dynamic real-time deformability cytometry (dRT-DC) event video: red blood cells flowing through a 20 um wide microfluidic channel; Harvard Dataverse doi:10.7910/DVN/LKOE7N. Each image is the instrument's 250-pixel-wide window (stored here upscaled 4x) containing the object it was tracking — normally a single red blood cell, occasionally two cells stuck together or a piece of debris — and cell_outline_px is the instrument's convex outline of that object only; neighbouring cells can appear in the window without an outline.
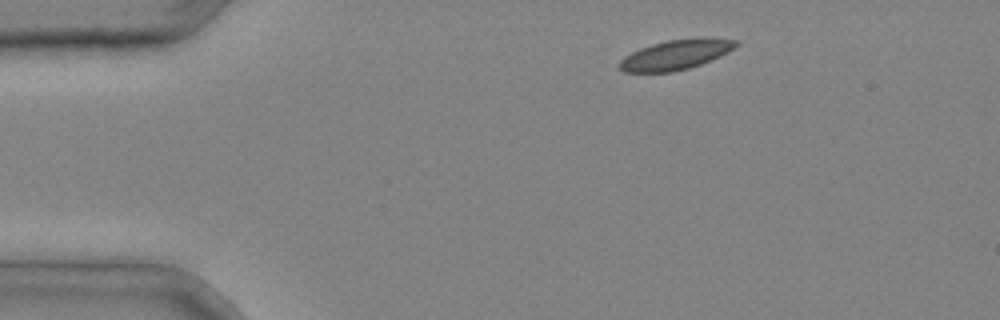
{"species": "common noctule bat (a hibernating species)", "species_latin": "Nyctalus noctula", "temperature_condition": "cold", "stored_images_in_passage": 2, "camera_frame_rate_fps": 3000, "um_per_image_px": 0.085, "animal": {"sex": "male", "body_mass_g": 20.4}, "frame": {"image": 1, "passage_image": 1, "time_ms": 0.0, "image_size_px": [1000, 320], "cell_outline_px": [[740, 44], [728, 52], [720, 56], [700, 64], [688, 68], [672, 72], [624, 72], [620, 68], [620, 60], [624, 56], [640, 48], [652, 44], [668, 40], [700, 36], [740, 40]], "centroid_in_image_um": [57.5, 4.62], "position_along_channel_um": 27.5, "area_um2": 20.46}}